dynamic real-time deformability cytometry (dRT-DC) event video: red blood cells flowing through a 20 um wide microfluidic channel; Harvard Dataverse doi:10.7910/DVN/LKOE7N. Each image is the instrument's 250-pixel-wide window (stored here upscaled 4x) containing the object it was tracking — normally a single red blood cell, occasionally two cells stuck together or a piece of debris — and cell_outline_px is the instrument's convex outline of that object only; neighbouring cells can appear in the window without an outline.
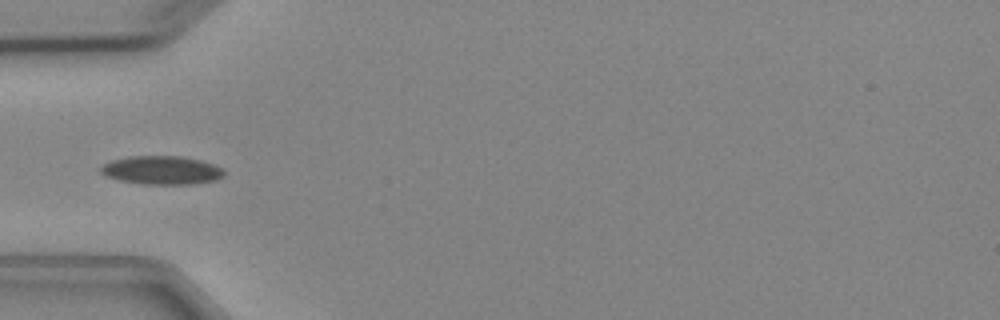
{"species": "Egyptian fruit bat (a non-hibernating species)", "species_latin": "Rousettus aegyptiacus", "temperature_condition": "cold", "stored_images_in_passage": 5, "camera_frame_rate_fps": 3000, "um_per_image_px": 0.085, "animal": {"sex": "female"}, "frame": {"image": 1, "passage_image": 4, "time_ms": 4.333, "image_size_px": [1000, 320], "cell_outline_px": [[224, 176], [216, 180], [192, 184], [140, 184], [120, 180], [108, 176], [100, 172], [100, 168], [104, 164], [112, 160], [128, 156], [180, 156], [200, 160], [224, 168]], "centroid_in_image_um": [13.76, 14.47], "position_along_channel_um": 71.2, "area_um2": 20.46}}